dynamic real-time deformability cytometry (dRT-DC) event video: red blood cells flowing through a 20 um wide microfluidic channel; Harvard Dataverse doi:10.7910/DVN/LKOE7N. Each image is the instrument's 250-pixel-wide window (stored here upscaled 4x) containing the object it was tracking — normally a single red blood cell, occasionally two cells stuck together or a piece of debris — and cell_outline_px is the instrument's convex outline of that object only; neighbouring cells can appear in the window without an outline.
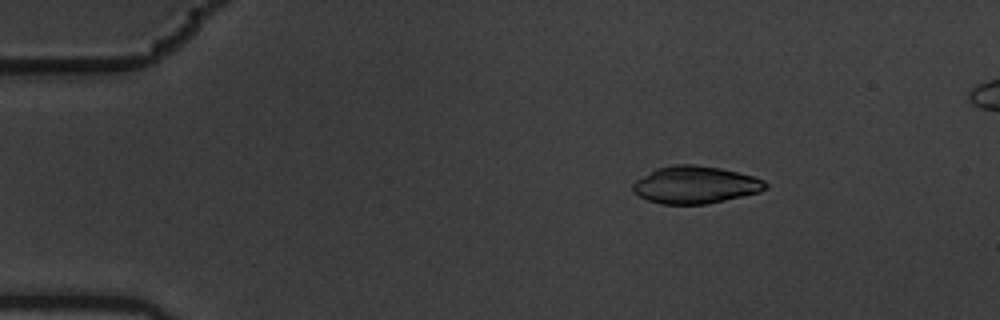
{"species": "common noctule bat (a hibernating species)", "species_latin": "Nyctalus noctula", "temperature_condition": "warm", "stored_images_in_passage": 6, "camera_frame_rate_fps": 3000, "um_per_image_px": 0.085, "animal": {"sex": "male", "body_mass_g": 19.5, "forearm_length_mm": 54.6}, "frame": {"image": 1, "passage_image": 3, "time_ms": 0.667, "image_size_px": [1000, 320], "cell_outline_px": [[768, 188], [760, 192], [724, 200], [704, 204], [660, 204], [648, 200], [632, 192], [632, 184], [636, 180], [656, 168], [672, 164], [692, 164], [720, 168], [752, 176], [764, 180], [768, 184]], "centroid_in_image_um": [59.08, 15.71], "position_along_channel_um": 25.9, "area_um2": 28.84}}